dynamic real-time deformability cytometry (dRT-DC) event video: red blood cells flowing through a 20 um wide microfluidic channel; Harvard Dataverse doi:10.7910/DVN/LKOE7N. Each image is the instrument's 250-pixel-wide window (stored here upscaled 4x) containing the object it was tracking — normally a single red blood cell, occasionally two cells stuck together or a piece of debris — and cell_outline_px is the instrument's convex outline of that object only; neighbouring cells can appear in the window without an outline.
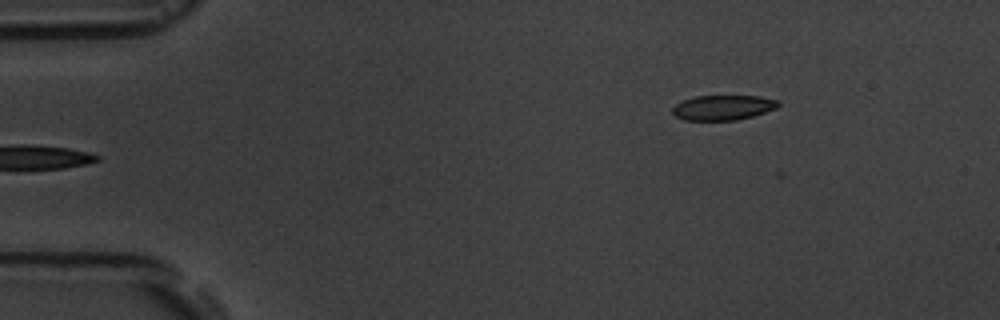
{"species": "common noctule bat (a hibernating species)", "species_latin": "Nyctalus noctula", "temperature_condition": "room temperature", "stored_images_in_passage": 5, "camera_frame_rate_fps": 3000, "um_per_image_px": 0.085, "animal": {"sex": "male", "body_mass_g": 19.5, "forearm_length_mm": 54.6}, "frame": {"image": 1, "passage_image": 5, "time_ms": 4.667, "image_size_px": [1000, 320], "cell_outline_px": [[780, 104], [776, 108], [752, 116], [736, 120], [684, 120], [676, 116], [672, 112], [672, 108], [676, 104], [684, 100], [696, 96], [760, 96], [780, 100]], "centroid_in_image_um": [61.47, 9.14], "position_along_channel_um": 23.5, "area_um2": 15.32}}